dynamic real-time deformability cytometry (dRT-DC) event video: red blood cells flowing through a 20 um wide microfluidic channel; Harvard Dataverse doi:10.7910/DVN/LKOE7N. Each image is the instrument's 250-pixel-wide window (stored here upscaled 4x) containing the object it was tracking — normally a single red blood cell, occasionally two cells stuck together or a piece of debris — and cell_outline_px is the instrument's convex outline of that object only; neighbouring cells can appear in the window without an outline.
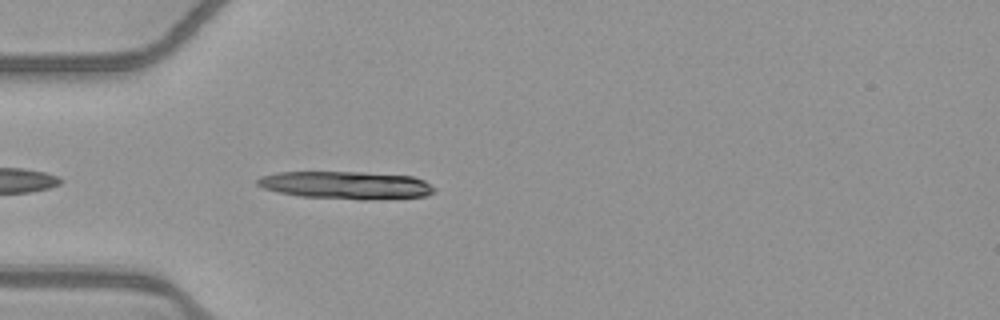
{"species": "common noctule bat (a hibernating species)", "species_latin": "Nyctalus noctula", "temperature_condition": "warm", "stored_images_in_passage": 24, "camera_frame_rate_fps": 3000, "um_per_image_px": 0.085, "animal": {"sex": "female", "body_mass_g": 21.9}, "frame": {"image": 1, "passage_image": 1, "time_ms": 0.0, "image_size_px": [1000, 320], "cell_outline_px": [[436, 192], [424, 196], [368, 200], [360, 200], [300, 196], [280, 192], [264, 188], [256, 184], [256, 180], [260, 176], [276, 172], [364, 172], [412, 176], [424, 180], [436, 188]], "centroid_in_image_um": [29.44, 15.74], "position_along_channel_um": 55.6, "area_um2": 28.73}}